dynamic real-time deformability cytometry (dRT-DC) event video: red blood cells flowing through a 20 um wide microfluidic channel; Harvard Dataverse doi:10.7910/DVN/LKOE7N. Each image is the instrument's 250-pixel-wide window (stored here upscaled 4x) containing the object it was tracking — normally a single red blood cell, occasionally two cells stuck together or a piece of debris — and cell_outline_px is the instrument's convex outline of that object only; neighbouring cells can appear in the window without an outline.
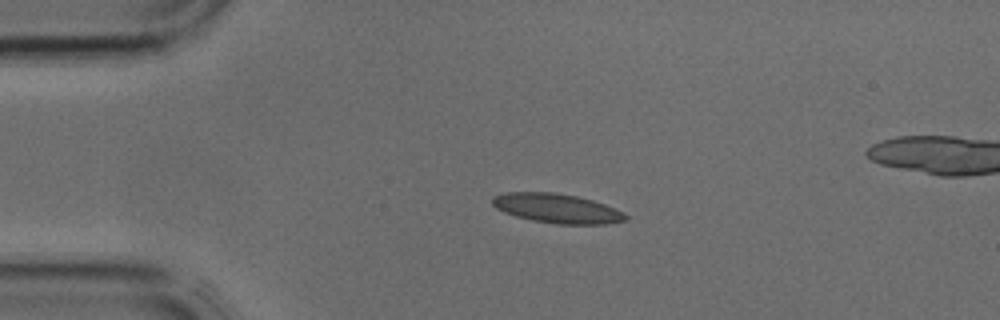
{"species": "common noctule bat (a hibernating species)", "species_latin": "Nyctalus noctula", "temperature_condition": "cold", "stored_images_in_passage": 2, "camera_frame_rate_fps": 3000, "um_per_image_px": 0.085, "animal": {"sex": "male", "body_mass_g": 17.9, "forearm_length_mm": 54.2}, "frame": {"image": 1, "passage_image": 1, "time_ms": 0.0, "image_size_px": [1000, 320], "cell_outline_px": [[628, 220], [604, 224], [556, 224], [532, 220], [516, 216], [504, 212], [496, 208], [492, 204], [492, 196], [504, 192], [552, 192], [576, 196], [592, 200], [604, 204], [628, 216]], "centroid_in_image_um": [47.29, 17.71], "position_along_channel_um": 37.7, "area_um2": 22.66}}